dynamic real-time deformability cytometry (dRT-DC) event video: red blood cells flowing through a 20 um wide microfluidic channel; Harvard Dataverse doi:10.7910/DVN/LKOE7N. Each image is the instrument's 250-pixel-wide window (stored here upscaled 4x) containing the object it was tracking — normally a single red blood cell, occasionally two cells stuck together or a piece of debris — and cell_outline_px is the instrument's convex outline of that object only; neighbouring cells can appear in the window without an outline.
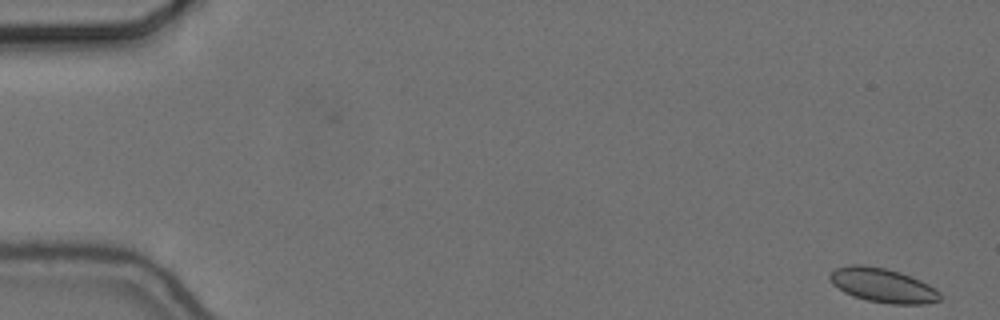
{"species": "common noctule bat (a hibernating species)", "species_latin": "Nyctalus noctula", "temperature_condition": "cold", "stored_images_in_passage": 12, "camera_frame_rate_fps": 3000, "um_per_image_px": 0.085, "animal": {"sex": "female", "body_mass_g": 24.6, "forearm_length_mm": 56.2}, "frame": {"image": 1, "passage_image": 1, "time_ms": 0.0, "image_size_px": [1000, 320], "cell_outline_px": [[940, 300], [924, 304], [892, 304], [868, 300], [844, 292], [832, 284], [828, 276], [836, 268], [852, 264], [864, 264], [884, 268], [900, 272], [920, 280], [936, 288], [940, 292]], "centroid_in_image_um": [75.04, 24.24], "position_along_channel_um": 10.0, "area_um2": 21.85}}